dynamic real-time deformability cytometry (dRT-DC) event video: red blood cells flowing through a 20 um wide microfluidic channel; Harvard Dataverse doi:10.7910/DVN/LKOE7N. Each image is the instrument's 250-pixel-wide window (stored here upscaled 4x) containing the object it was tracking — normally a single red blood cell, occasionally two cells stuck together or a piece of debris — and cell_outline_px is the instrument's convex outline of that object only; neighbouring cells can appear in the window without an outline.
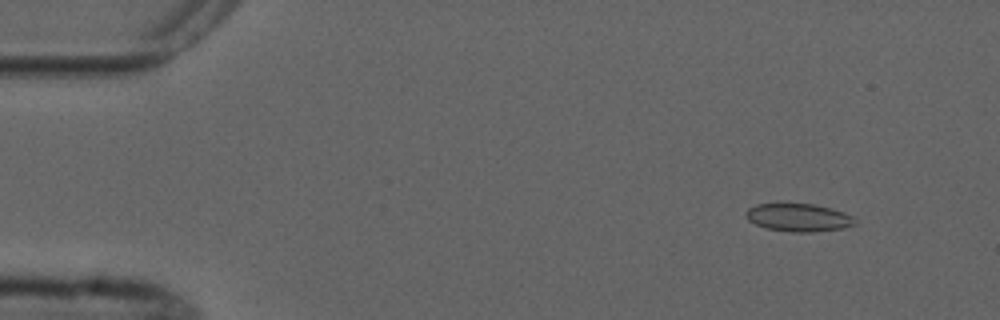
{"species": "common noctule bat (a hibernating species)", "species_latin": "Nyctalus noctula", "temperature_condition": "cold", "stored_images_in_passage": 5, "camera_frame_rate_fps": 3000, "um_per_image_px": 0.085, "animal": {"sex": "male", "forearm_length_mm": 52.5}, "frame": {"image": 1, "passage_image": 2, "time_ms": 1.333, "image_size_px": [1000, 320], "cell_outline_px": [[856, 224], [844, 228], [812, 232], [792, 232], [768, 228], [756, 224], [748, 220], [744, 212], [748, 208], [756, 204], [812, 204], [832, 208], [844, 212], [852, 216], [856, 220]], "centroid_in_image_um": [67.89, 18.49], "position_along_channel_um": 17.1, "area_um2": 17.69}}
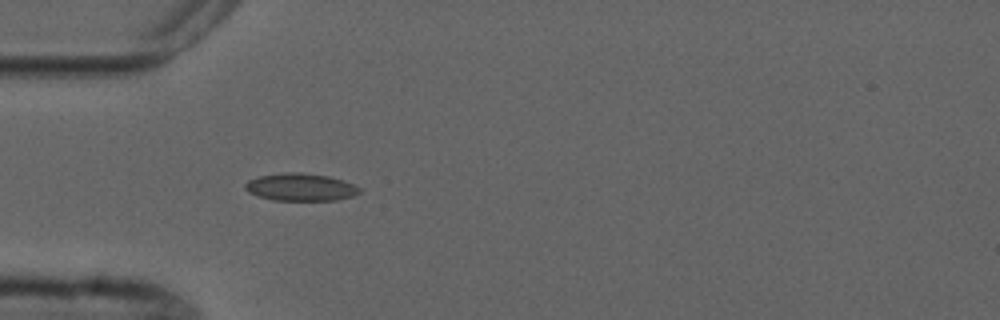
{"frame": {"image": 2, "passage_image": 5, "time_ms": 5.0, "image_size_px": [1000, 320], "cell_outline_px": [[360, 192], [352, 196], [336, 200], [272, 200], [248, 192], [244, 188], [244, 184], [248, 180], [260, 176], [284, 172], [300, 172], [328, 176], [344, 180], [360, 188]], "centroid_in_image_um": [25.53, 15.9], "position_along_channel_um": 59.5, "area_um2": 18.26}}